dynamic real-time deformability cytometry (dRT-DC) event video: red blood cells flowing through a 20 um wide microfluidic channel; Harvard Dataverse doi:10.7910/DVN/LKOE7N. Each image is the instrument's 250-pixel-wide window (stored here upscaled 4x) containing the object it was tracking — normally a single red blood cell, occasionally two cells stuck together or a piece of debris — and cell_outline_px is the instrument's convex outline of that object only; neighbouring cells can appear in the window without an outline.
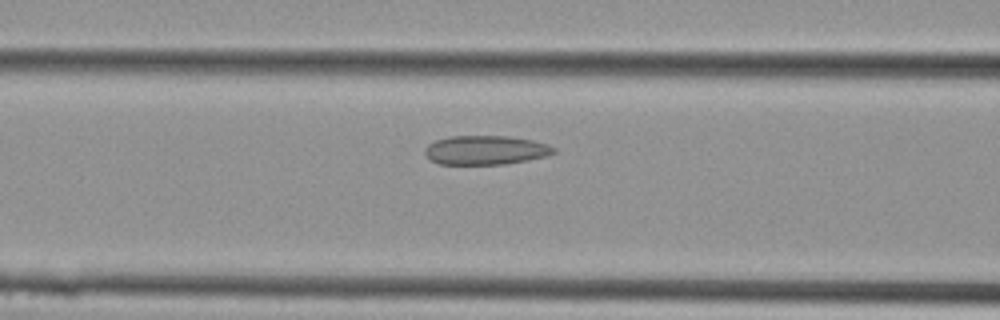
{"species": "Egyptian fruit bat (a non-hibernating species)", "species_latin": "Rousettus aegyptiacus", "temperature_condition": "cold", "stored_images_in_passage": 29, "camera_frame_rate_fps": 3000, "um_per_image_px": 0.085, "animal": {"sex": "female"}, "frame": {"image": 1, "passage_image": 11, "time_ms": 3.333, "image_size_px": [1000, 320], "cell_outline_px": [[556, 152], [548, 156], [508, 164], [440, 164], [432, 160], [424, 152], [424, 148], [428, 144], [436, 140], [452, 136], [508, 136], [532, 140], [548, 144], [556, 148]], "centroid_in_image_um": [41.32, 12.76], "position_along_channel_um": 125.3, "area_um2": 21.91}}
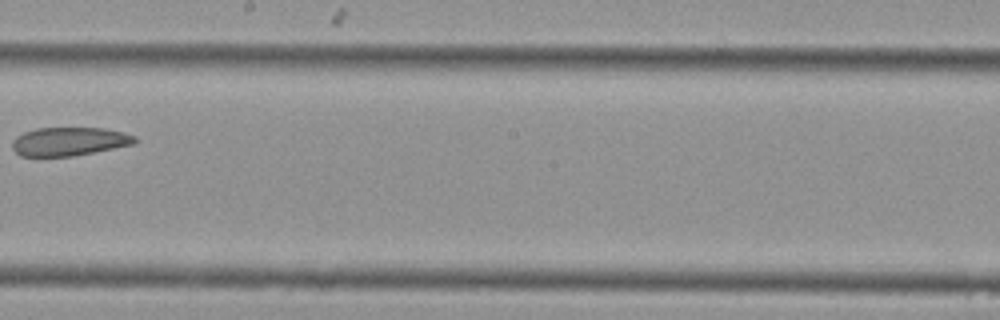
{"frame": {"image": 2, "passage_image": 16, "time_ms": 5.0, "image_size_px": [1000, 320], "cell_outline_px": [[136, 144], [96, 152], [72, 156], [20, 156], [12, 148], [12, 140], [16, 136], [24, 132], [36, 128], [104, 128], [124, 132], [136, 136]], "centroid_in_image_um": [5.9, 12.02], "position_along_channel_um": 242.3, "area_um2": 20.58}}
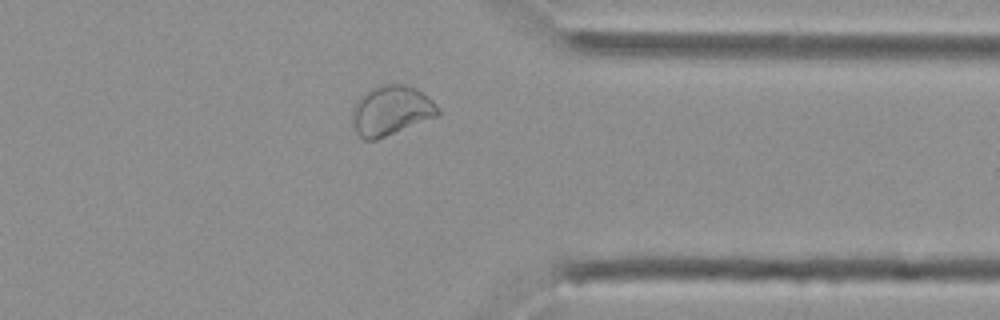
{"frame": {"image": 3, "passage_image": 22, "time_ms": 7.0, "image_size_px": [1000, 320], "cell_outline_px": [[440, 112], [436, 116], [376, 140], [364, 140], [356, 132], [352, 120], [352, 108], [356, 100], [360, 96], [372, 88], [384, 84], [404, 84], [416, 88], [428, 96], [440, 108]], "centroid_in_image_um": [33.22, 9.38], "position_along_channel_um": 378.2, "area_um2": 24.74}}